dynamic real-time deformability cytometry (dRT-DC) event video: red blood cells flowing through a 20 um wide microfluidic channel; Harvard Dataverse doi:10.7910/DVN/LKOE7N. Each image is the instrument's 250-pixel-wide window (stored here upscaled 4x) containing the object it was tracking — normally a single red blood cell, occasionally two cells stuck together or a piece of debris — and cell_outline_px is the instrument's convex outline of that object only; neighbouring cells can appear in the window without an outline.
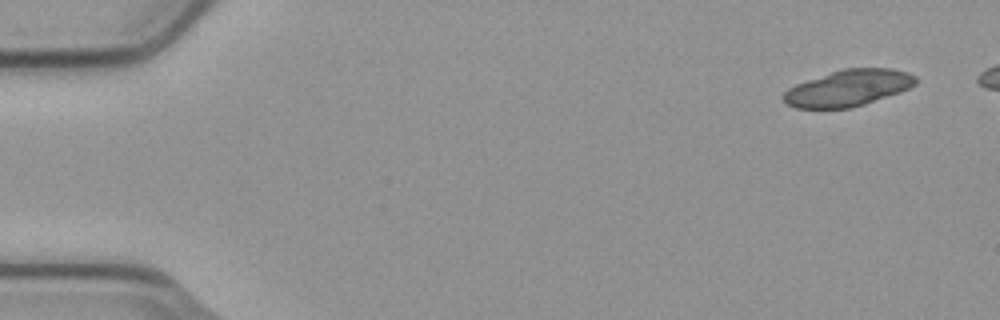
{"species": "common noctule bat (a hibernating species)", "species_latin": "Nyctalus noctula", "temperature_condition": "cold", "stored_images_in_passage": 5, "camera_frame_rate_fps": 3000, "um_per_image_px": 0.085, "animal": {"sex": "male", "body_mass_g": 23.1, "forearm_length_mm": 52.7}, "frame": {"image": 1, "passage_image": 1, "time_ms": 0.0, "image_size_px": [1000, 320], "cell_outline_px": [[916, 84], [900, 92], [864, 104], [848, 108], [796, 108], [788, 104], [780, 96], [788, 88], [796, 84], [844, 68], [892, 68], [908, 72], [916, 76]], "centroid_in_image_um": [72.11, 7.48], "position_along_channel_um": 12.9, "area_um2": 27.8}}